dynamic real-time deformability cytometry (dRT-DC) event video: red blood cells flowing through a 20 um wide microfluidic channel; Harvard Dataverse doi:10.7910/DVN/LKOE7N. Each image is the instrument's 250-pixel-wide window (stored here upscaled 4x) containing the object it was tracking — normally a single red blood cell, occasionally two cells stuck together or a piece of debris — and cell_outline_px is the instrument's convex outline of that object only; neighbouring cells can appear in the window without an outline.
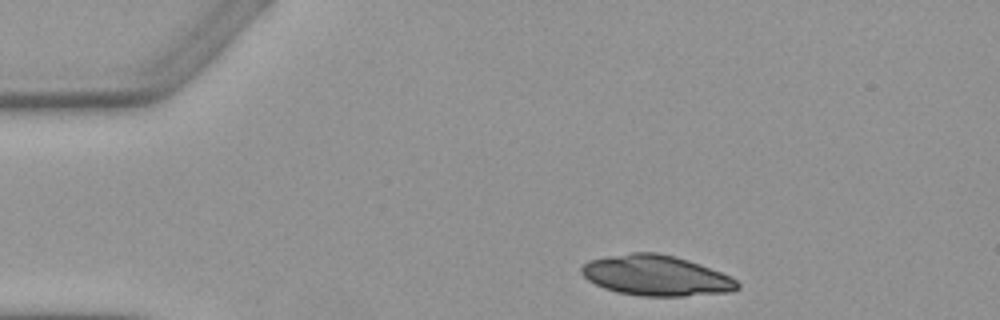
{"species": "Egyptian fruit bat (a non-hibernating species)", "species_latin": "Rousettus aegyptiacus", "temperature_condition": "warm", "stored_images_in_passage": 4, "camera_frame_rate_fps": 3000, "um_per_image_px": 0.085, "animal": {"sex": "female"}, "frame": {"image": 1, "passage_image": 1, "time_ms": 0.0, "image_size_px": [1000, 320], "cell_outline_px": [[740, 288], [732, 292], [684, 296], [640, 296], [616, 292], [604, 288], [588, 280], [580, 272], [580, 268], [588, 260], [608, 256], [632, 252], [656, 252], [676, 256], [700, 264], [720, 272], [736, 280], [740, 284]], "centroid_in_image_um": [55.77, 23.42], "position_along_channel_um": 29.2, "area_um2": 36.88}}